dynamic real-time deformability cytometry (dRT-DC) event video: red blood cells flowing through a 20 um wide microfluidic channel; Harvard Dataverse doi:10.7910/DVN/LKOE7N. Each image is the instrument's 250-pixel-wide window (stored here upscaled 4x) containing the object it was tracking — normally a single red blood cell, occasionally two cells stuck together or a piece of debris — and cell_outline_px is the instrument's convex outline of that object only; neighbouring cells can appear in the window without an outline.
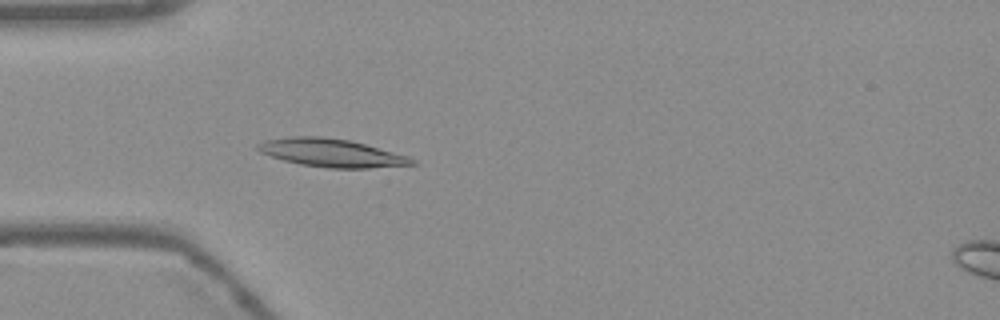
{"species": "Egyptian fruit bat (a non-hibernating species)", "species_latin": "Rousettus aegyptiacus", "temperature_condition": "warm", "stored_images_in_passage": 54, "camera_frame_rate_fps": 3000, "um_per_image_px": 0.085, "frame": {"image": 1, "passage_image": 16, "time_ms": 5.0, "image_size_px": [1000, 320], "cell_outline_px": [[416, 164], [368, 168], [328, 168], [300, 164], [284, 160], [260, 152], [256, 148], [256, 144], [264, 140], [288, 136], [320, 136], [352, 140], [408, 156], [416, 160]], "centroid_in_image_um": [28.16, 12.98], "position_along_channel_um": 56.8, "area_um2": 25.32}}
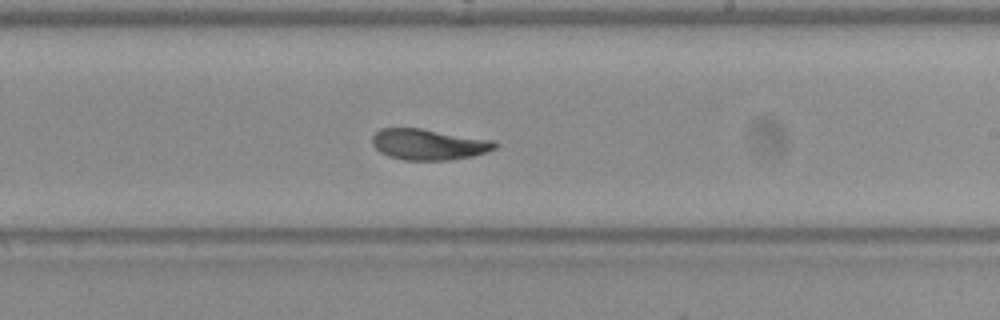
{"frame": {"image": 2, "passage_image": 32, "time_ms": 10.333, "image_size_px": [1000, 320], "cell_outline_px": [[500, 144], [496, 148], [488, 152], [472, 156], [448, 160], [404, 160], [388, 156], [380, 152], [372, 144], [372, 136], [380, 128], [420, 128], [496, 140]], "centroid_in_image_um": [36.48, 12.27], "position_along_channel_um": 252.5, "area_um2": 22.37}}
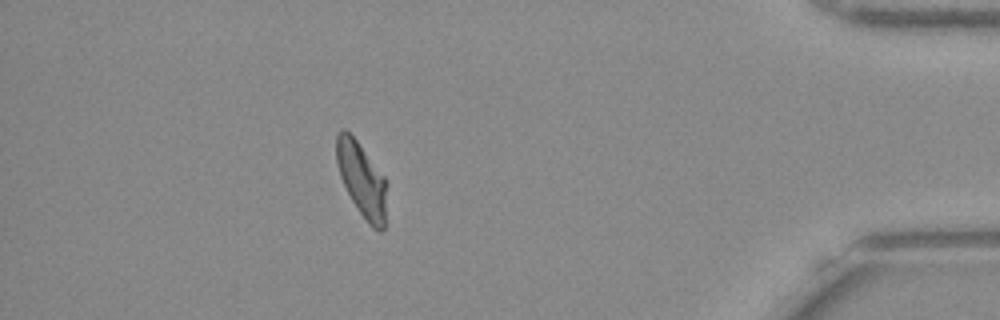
{"frame": {"image": 3, "passage_image": 48, "time_ms": 15.667, "image_size_px": [1000, 320], "cell_outline_px": [[388, 180], [384, 232], [380, 232], [372, 228], [368, 224], [352, 200], [340, 176], [336, 164], [336, 132], [340, 128], [344, 128], [356, 140]], "centroid_in_image_um": [30.77, 15.28], "position_along_channel_um": 404.4, "area_um2": 22.14}, "authors_computed_cell_mechanics": {"area_um2": 22.6576, "velocity_mm_per_s": 3.754, "shape_relaxation_time_tau1_ms": null, "shape_relaxation_time_tau2_ms": 2.2297, "deformation_change_tau1": null, "deformation_change_tau2": 0.0664}}